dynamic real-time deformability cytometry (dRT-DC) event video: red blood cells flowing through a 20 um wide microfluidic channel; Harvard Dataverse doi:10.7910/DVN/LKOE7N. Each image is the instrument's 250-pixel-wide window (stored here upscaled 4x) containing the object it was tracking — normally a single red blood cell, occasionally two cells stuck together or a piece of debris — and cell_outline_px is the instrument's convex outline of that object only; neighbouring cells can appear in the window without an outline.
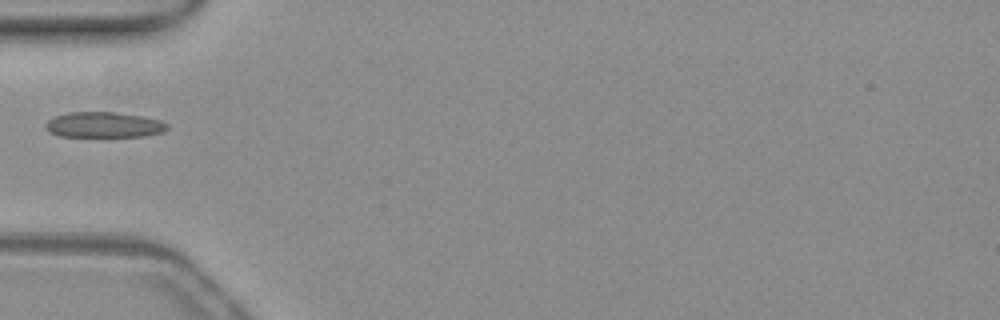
{"species": "common noctule bat (a hibernating species)", "species_latin": "Nyctalus noctula", "temperature_condition": "warm", "stored_images_in_passage": 36, "camera_frame_rate_fps": 3000, "um_per_image_px": 0.085, "animal": {"sex": "female", "body_mass_g": 19.3, "forearm_length_mm": 54.1}, "frame": {"image": 1, "passage_image": 1, "time_ms": 0.0, "image_size_px": [1000, 320], "cell_outline_px": [[168, 128], [160, 132], [144, 136], [60, 136], [52, 132], [44, 124], [48, 120], [56, 116], [68, 112], [116, 112], [144, 116], [160, 120], [168, 124]], "centroid_in_image_um": [8.86, 10.59], "position_along_channel_um": 76.1, "area_um2": 17.86}}
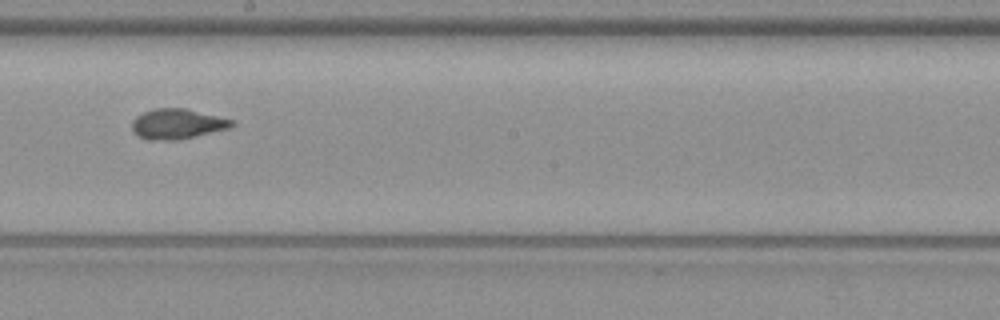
{"frame": {"image": 2, "passage_image": 13, "time_ms": 4.0, "image_size_px": [1000, 320], "cell_outline_px": [[236, 124], [228, 128], [176, 140], [148, 140], [132, 132], [132, 120], [136, 116], [144, 112], [156, 108], [184, 108], [236, 120]], "centroid_in_image_um": [15.06, 10.52], "position_along_channel_um": 233.1, "area_um2": 17.46}}
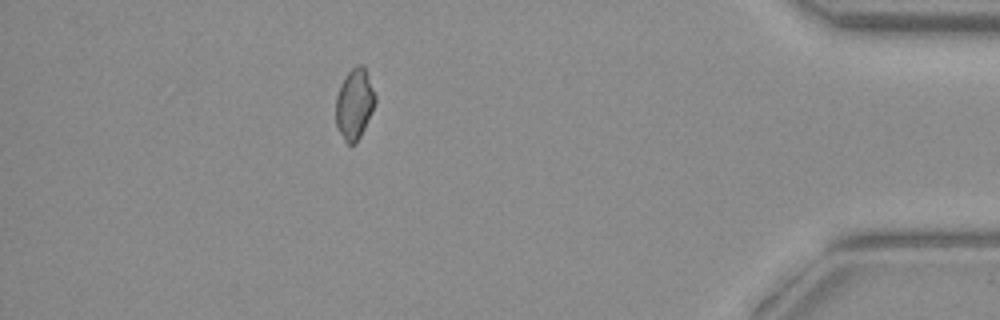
{"frame": {"image": 3, "passage_image": 30, "time_ms": 9.667, "image_size_px": [1000, 320], "cell_outline_px": [[376, 100], [364, 128], [356, 144], [348, 144], [344, 140], [336, 128], [336, 96], [340, 84], [348, 72], [356, 64], [364, 64], [376, 96]], "centroid_in_image_um": [30.11, 8.82], "position_along_channel_um": 405.1, "area_um2": 16.24}}